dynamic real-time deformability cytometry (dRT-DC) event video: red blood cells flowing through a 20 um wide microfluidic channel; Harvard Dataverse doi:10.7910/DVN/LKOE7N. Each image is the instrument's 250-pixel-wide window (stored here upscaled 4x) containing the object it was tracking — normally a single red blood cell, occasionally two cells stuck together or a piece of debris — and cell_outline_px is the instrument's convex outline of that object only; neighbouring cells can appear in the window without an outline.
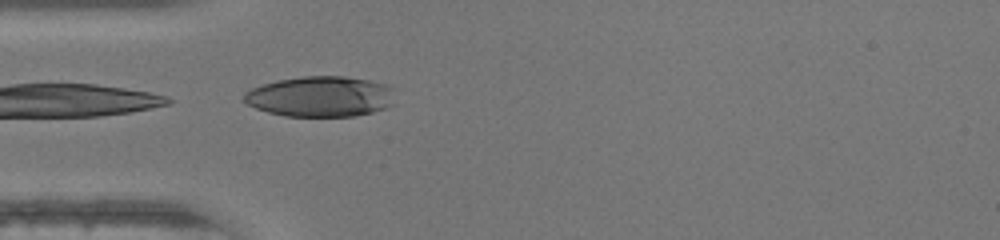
{"species": "human", "species_latin": "Homo sapiens", "temperature_condition": "warm", "stored_images_in_passage": 11, "camera_frame_rate_fps": 3000, "um_per_image_px": 0.085, "donor": {"sex": "female"}, "frame": {"image": 1, "passage_image": 1, "time_ms": 0.0, "image_size_px": [1000, 240], "cell_outline_px": [[396, 88], [392, 104], [384, 108], [372, 112], [356, 116], [284, 116], [268, 112], [256, 108], [248, 104], [244, 100], [244, 92], [252, 88], [276, 80], [304, 76], [344, 76], [368, 80], [388, 84]], "centroid_in_image_um": [27.28, 8.2], "position_along_channel_um": 57.7, "area_um2": 35.89}}
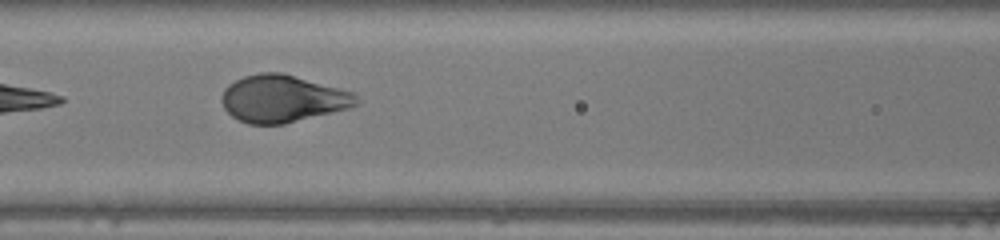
{"frame": {"image": 2, "passage_image": 7, "time_ms": 2.0, "image_size_px": [1000, 240], "cell_outline_px": [[360, 104], [348, 108], [284, 124], [248, 124], [232, 116], [224, 108], [220, 100], [220, 96], [224, 88], [228, 84], [244, 76], [260, 72], [280, 72], [356, 92], [360, 100]], "centroid_in_image_um": [24.03, 8.38], "position_along_channel_um": 142.6, "area_um2": 37.28}}
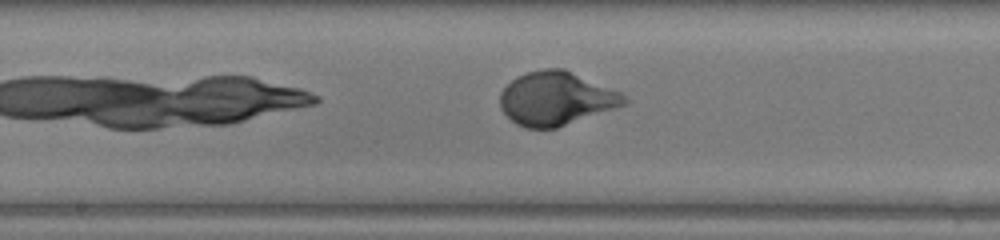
{"frame": {"image": 3, "passage_image": 11, "time_ms": 3.333, "image_size_px": [1000, 240], "cell_outline_px": [[632, 100], [628, 104], [556, 128], [524, 128], [516, 124], [500, 108], [500, 92], [516, 76], [528, 72], [544, 68], [564, 68], [624, 92]], "centroid_in_image_um": [47.34, 8.36], "position_along_channel_um": 200.9, "area_um2": 39.3}}